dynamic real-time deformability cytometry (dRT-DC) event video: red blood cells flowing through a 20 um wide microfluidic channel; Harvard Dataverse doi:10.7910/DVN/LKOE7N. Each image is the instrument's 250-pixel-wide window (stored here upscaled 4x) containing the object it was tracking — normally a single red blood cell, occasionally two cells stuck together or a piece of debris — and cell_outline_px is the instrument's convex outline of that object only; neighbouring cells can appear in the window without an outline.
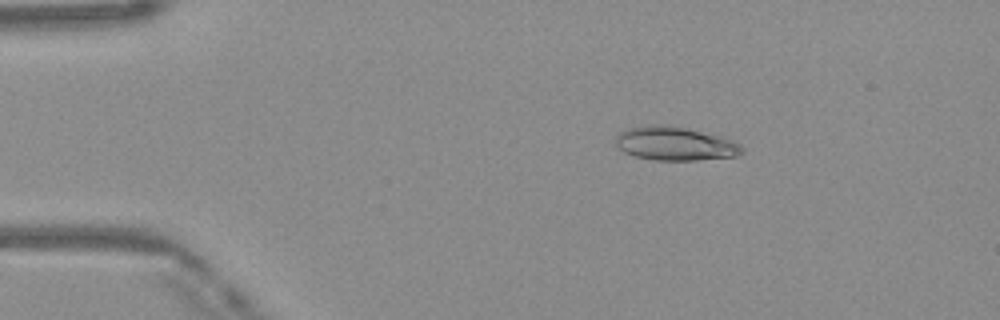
{"species": "Egyptian fruit bat (a non-hibernating species)", "species_latin": "Rousettus aegyptiacus", "temperature_condition": "warm", "stored_images_in_passage": 45, "camera_frame_rate_fps": 3000, "um_per_image_px": 0.085, "frame": {"image": 1, "passage_image": 5, "time_ms": 1.333, "image_size_px": [1000, 320], "cell_outline_px": [[744, 152], [736, 156], [696, 160], [656, 160], [636, 156], [624, 152], [616, 144], [616, 136], [620, 132], [628, 128], [656, 124], [668, 124], [688, 128], [720, 136], [732, 140], [740, 144], [744, 148]], "centroid_in_image_um": [57.4, 12.2], "position_along_channel_um": 27.6, "area_um2": 24.8}}
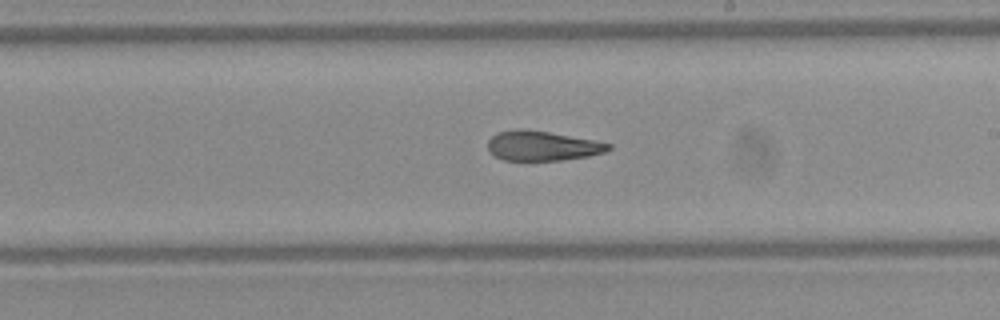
{"frame": {"image": 2, "passage_image": 25, "time_ms": 8.0, "image_size_px": [1000, 320], "cell_outline_px": [[612, 148], [604, 152], [588, 156], [560, 160], [504, 160], [488, 152], [488, 140], [496, 132], [516, 128], [524, 128], [596, 140], [612, 144]], "centroid_in_image_um": [46.07, 12.38], "position_along_channel_um": 242.9, "area_um2": 21.04}}
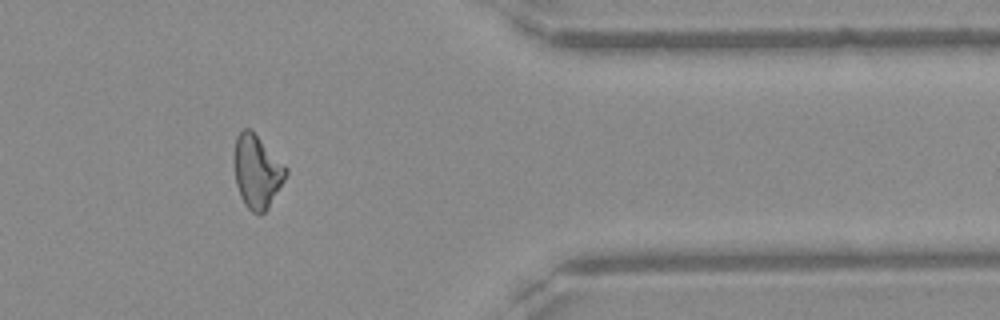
{"frame": {"image": 3, "passage_image": 37, "time_ms": 12.0, "image_size_px": [1000, 320], "cell_outline_px": [[288, 172], [284, 180], [268, 208], [260, 216], [252, 212], [244, 204], [240, 196], [236, 184], [232, 164], [232, 156], [236, 136], [244, 128], [252, 128], [288, 168]], "centroid_in_image_um": [21.81, 14.54], "position_along_channel_um": 389.6, "area_um2": 22.72}, "authors_computed_cell_mechanics": {"area_um2": 22.3686, "velocity_mm_per_s": 4.16, "shape_relaxation_time_tau1_ms": 7.0108, "shape_relaxation_time_tau2_ms": 3.1861, "deformation_change_tau1": 0.2226, "deformation_change_tau2": 0.1279}}